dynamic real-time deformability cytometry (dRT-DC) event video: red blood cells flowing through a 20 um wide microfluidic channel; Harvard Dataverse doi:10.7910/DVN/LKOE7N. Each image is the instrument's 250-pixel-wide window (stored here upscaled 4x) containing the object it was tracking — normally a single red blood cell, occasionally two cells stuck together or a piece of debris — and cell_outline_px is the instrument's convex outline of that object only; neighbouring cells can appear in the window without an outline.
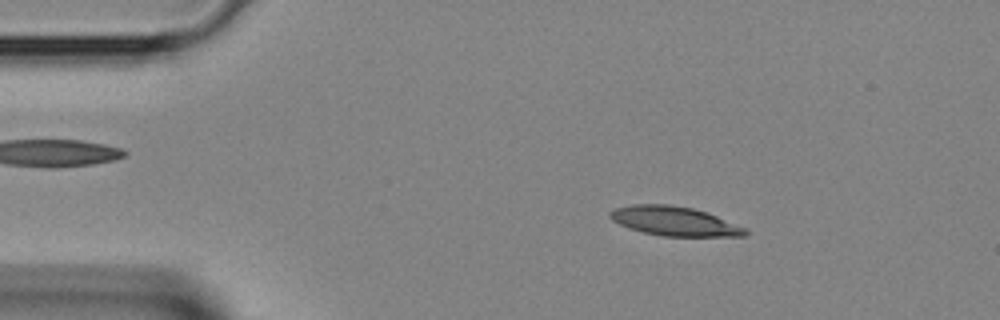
{"species": "Egyptian fruit bat (a non-hibernating species)", "species_latin": "Rousettus aegyptiacus", "temperature_condition": "room temperature", "stored_images_in_passage": 2, "camera_frame_rate_fps": 3000, "um_per_image_px": 0.085, "animal": {"sex": "female"}, "frame": {"image": 1, "passage_image": 1, "time_ms": 0.0, "image_size_px": [1000, 320], "cell_outline_px": [[748, 236], [664, 236], [644, 232], [628, 228], [612, 220], [608, 216], [608, 212], [616, 208], [632, 204], [668, 204], [692, 208], [716, 216], [748, 228]], "centroid_in_image_um": [57.33, 18.8], "position_along_channel_um": 27.7, "area_um2": 23.0}}
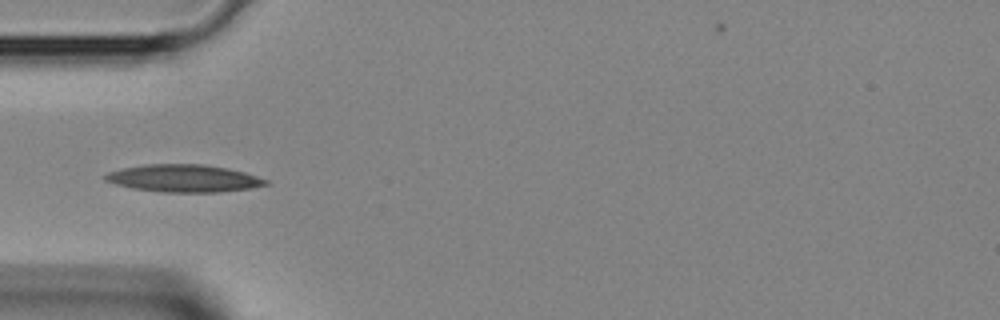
{"frame": {"image": 2, "passage_image": 2, "time_ms": 0.333, "image_size_px": [1000, 320], "cell_outline_px": [[268, 184], [252, 188], [216, 192], [164, 192], [132, 188], [116, 184], [104, 180], [104, 176], [108, 172], [124, 168], [144, 164], [204, 164], [228, 168], [244, 172], [268, 180]], "centroid_in_image_um": [15.62, 15.15], "position_along_channel_um": 69.4, "area_um2": 25.55}}